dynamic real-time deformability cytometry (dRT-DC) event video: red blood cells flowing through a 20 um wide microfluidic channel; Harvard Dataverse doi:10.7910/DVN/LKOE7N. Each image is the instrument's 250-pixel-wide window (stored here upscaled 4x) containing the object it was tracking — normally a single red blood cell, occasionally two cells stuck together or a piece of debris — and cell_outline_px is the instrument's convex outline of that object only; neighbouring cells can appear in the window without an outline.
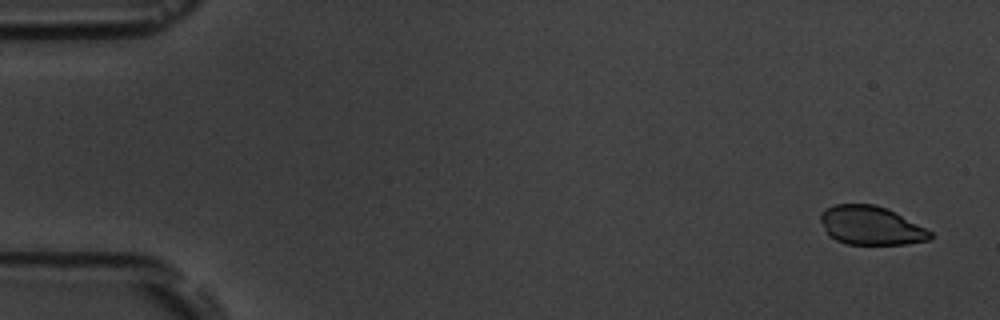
{"species": "common noctule bat (a hibernating species)", "species_latin": "Nyctalus noctula", "temperature_condition": "room temperature", "stored_images_in_passage": 4, "camera_frame_rate_fps": 3000, "um_per_image_px": 0.085, "animal": {"sex": "male", "body_mass_g": 19.5, "forearm_length_mm": 54.6}, "frame": {"image": 1, "passage_image": 1, "time_ms": 0.0, "image_size_px": [1000, 320], "cell_outline_px": [[932, 240], [904, 244], [848, 244], [836, 240], [828, 236], [820, 220], [820, 212], [836, 204], [876, 204], [888, 208], [932, 232]], "centroid_in_image_um": [74.02, 19.17], "position_along_channel_um": 11.0, "area_um2": 24.8}}
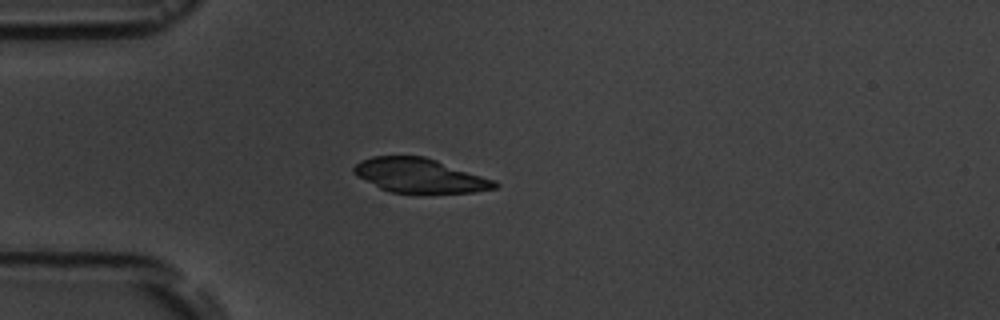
{"frame": {"image": 2, "passage_image": 4, "time_ms": 4.333, "image_size_px": [1000, 320], "cell_outline_px": [[500, 184], [496, 188], [476, 192], [416, 196], [388, 192], [356, 176], [352, 172], [352, 168], [360, 160], [372, 156], [424, 156], [496, 180]], "centroid_in_image_um": [35.69, 14.98], "position_along_channel_um": 49.3, "area_um2": 29.3}}